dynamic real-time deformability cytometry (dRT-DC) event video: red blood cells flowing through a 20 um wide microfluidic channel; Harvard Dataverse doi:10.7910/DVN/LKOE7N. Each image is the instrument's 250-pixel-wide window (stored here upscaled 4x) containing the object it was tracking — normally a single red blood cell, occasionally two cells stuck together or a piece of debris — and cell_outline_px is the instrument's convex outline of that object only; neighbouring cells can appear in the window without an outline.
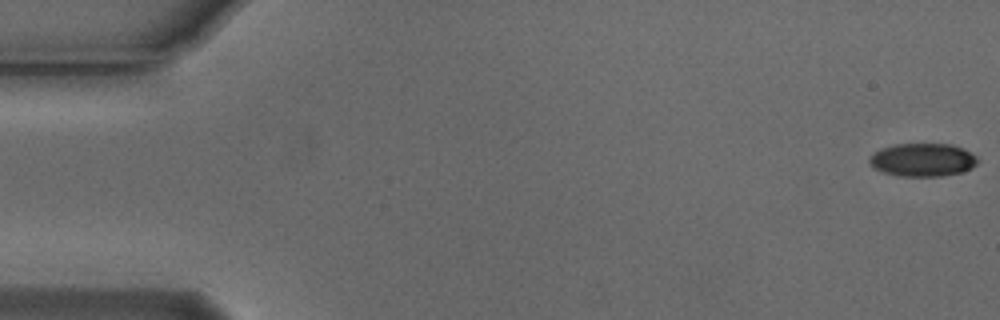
{"species": "Egyptian fruit bat (a non-hibernating species)", "species_latin": "Rousettus aegyptiacus", "temperature_condition": "cold", "stored_images_in_passage": 55, "camera_frame_rate_fps": 3000, "um_per_image_px": 0.085, "animal": {"sex": "male"}, "frame": {"image": 1, "passage_image": 1, "time_ms": 0.0, "image_size_px": [1000, 320], "cell_outline_px": [[976, 164], [972, 168], [960, 172], [940, 176], [900, 176], [884, 172], [876, 168], [868, 160], [880, 148], [896, 144], [952, 144], [964, 148], [976, 156]], "centroid_in_image_um": [78.45, 13.58], "position_along_channel_um": 6.5, "area_um2": 20.63}}
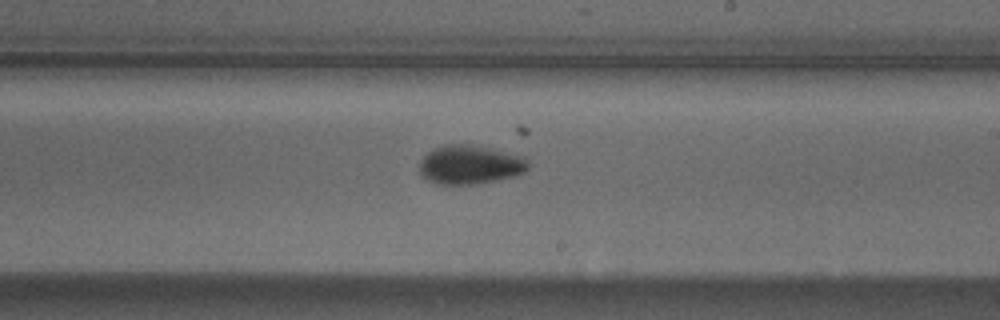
{"frame": {"image": 2, "passage_image": 32, "time_ms": 10.333, "image_size_px": [1000, 320], "cell_outline_px": [[528, 168], [524, 172], [516, 176], [476, 184], [440, 184], [428, 180], [420, 172], [420, 160], [432, 148], [448, 144], [472, 144], [492, 148], [524, 156], [528, 160]], "centroid_in_image_um": [39.98, 13.98], "position_along_channel_um": 249.0, "area_um2": 24.8}}
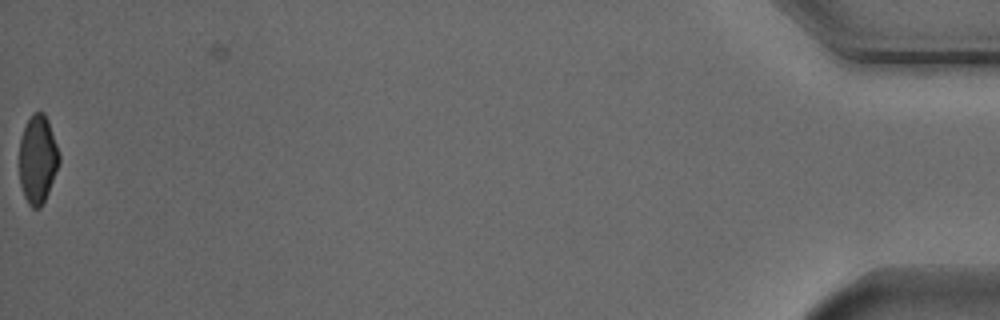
{"frame": {"image": 3, "passage_image": 55, "time_ms": 18.0, "image_size_px": [1000, 320], "cell_outline_px": [[60, 160], [48, 192], [40, 208], [32, 208], [28, 204], [24, 196], [20, 184], [20, 140], [24, 128], [32, 112], [44, 112], [48, 120], [60, 156]], "centroid_in_image_um": [3.2, 13.54], "position_along_channel_um": 432.0, "area_um2": 20.23}, "authors_computed_cell_mechanics": {"area_um2": 22.542, "velocity_mm_per_s": 3.7766, "shape_relaxation_time_tau1_ms": 1.9754, "shape_relaxation_time_tau2_ms": 2.113, "deformation_change_tau1": 0.1368, "deformation_change_tau2": 0.0603}}